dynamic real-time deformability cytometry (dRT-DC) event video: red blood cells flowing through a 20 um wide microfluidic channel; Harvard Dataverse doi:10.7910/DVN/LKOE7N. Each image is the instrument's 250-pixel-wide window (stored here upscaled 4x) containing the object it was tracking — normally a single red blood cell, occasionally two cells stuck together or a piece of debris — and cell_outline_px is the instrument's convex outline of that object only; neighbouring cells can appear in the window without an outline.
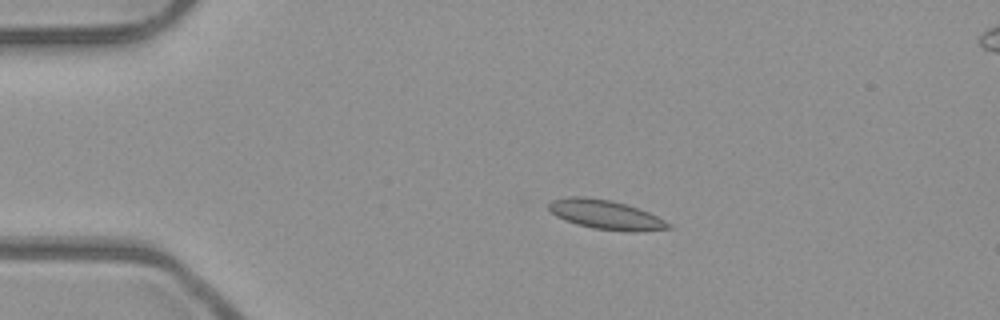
{"species": "common noctule bat (a hibernating species)", "species_latin": "Nyctalus noctula", "temperature_condition": "room temperature", "stored_images_in_passage": 6, "camera_frame_rate_fps": 3000, "um_per_image_px": 0.085, "animal": {"sex": "male", "body_mass_g": 23.1, "forearm_length_mm": 52.7}, "frame": {"image": 1, "passage_image": 3, "time_ms": 0.667, "image_size_px": [1000, 320], "cell_outline_px": [[672, 228], [636, 232], [632, 232], [592, 228], [576, 224], [564, 220], [556, 216], [548, 208], [548, 204], [552, 200], [568, 196], [584, 196], [612, 200], [648, 212], [672, 224]], "centroid_in_image_um": [51.47, 18.25], "position_along_channel_um": 33.5, "area_um2": 20.4}}
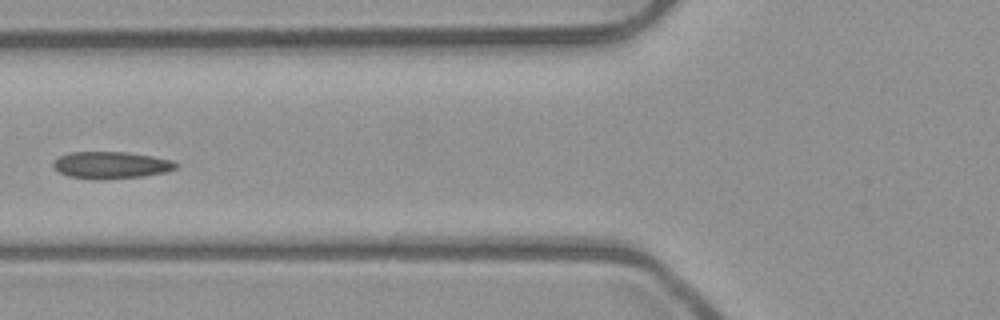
{"frame": {"image": 2, "passage_image": 6, "time_ms": 1.667, "image_size_px": [1000, 320], "cell_outline_px": [[180, 164], [176, 168], [164, 172], [144, 176], [96, 180], [68, 176], [60, 172], [52, 164], [60, 156], [68, 152], [128, 152], [152, 156], [172, 160]], "centroid_in_image_um": [9.46, 14.03], "position_along_channel_um": 116.3, "area_um2": 19.25}}